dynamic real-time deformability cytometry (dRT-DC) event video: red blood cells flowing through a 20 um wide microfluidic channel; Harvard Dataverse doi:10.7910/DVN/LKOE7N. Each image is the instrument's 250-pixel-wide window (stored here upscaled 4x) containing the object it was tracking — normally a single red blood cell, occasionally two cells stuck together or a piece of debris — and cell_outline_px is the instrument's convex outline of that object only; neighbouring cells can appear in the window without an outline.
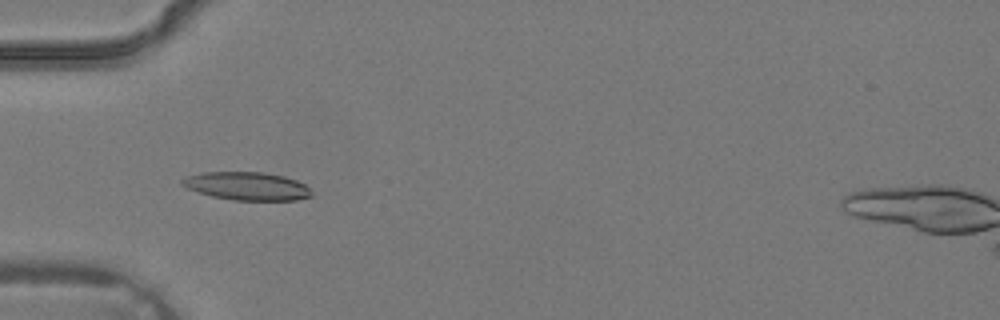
{"species": "common noctule bat (a hibernating species)", "species_latin": "Nyctalus noctula", "temperature_condition": "warm", "stored_images_in_passage": 3, "camera_frame_rate_fps": 3000, "um_per_image_px": 0.085, "animal": {"sex": "male", "body_mass_g": 19.2, "forearm_length_mm": 51.8}, "frame": {"image": 1, "passage_image": 2, "time_ms": 0.333, "image_size_px": [1000, 320], "cell_outline_px": [[312, 196], [296, 200], [232, 200], [212, 196], [188, 188], [180, 184], [180, 180], [188, 176], [200, 172], [264, 172], [284, 176], [296, 180], [304, 184], [312, 192]], "centroid_in_image_um": [20.99, 15.81], "position_along_channel_um": 64.0, "area_um2": 21.15}}
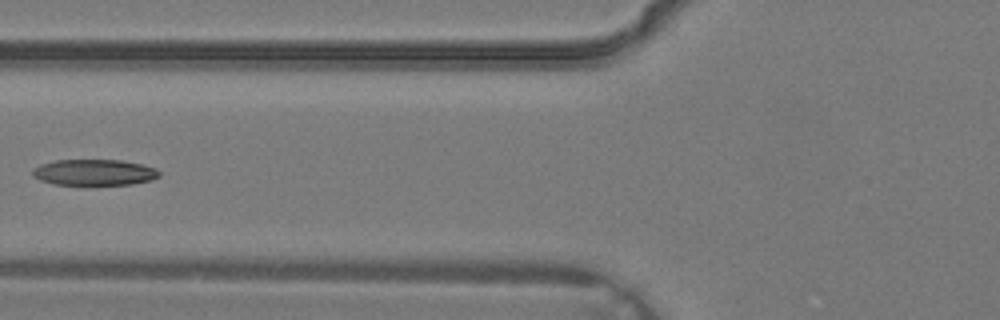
{"frame": {"image": 2, "passage_image": 3, "time_ms": 0.667, "image_size_px": [1000, 320], "cell_outline_px": [[160, 176], [152, 180], [132, 184], [52, 184], [40, 180], [32, 176], [32, 168], [40, 164], [56, 160], [120, 160], [140, 164], [156, 168], [160, 172]], "centroid_in_image_um": [7.99, 14.65], "position_along_channel_um": 117.8, "area_um2": 19.19}}